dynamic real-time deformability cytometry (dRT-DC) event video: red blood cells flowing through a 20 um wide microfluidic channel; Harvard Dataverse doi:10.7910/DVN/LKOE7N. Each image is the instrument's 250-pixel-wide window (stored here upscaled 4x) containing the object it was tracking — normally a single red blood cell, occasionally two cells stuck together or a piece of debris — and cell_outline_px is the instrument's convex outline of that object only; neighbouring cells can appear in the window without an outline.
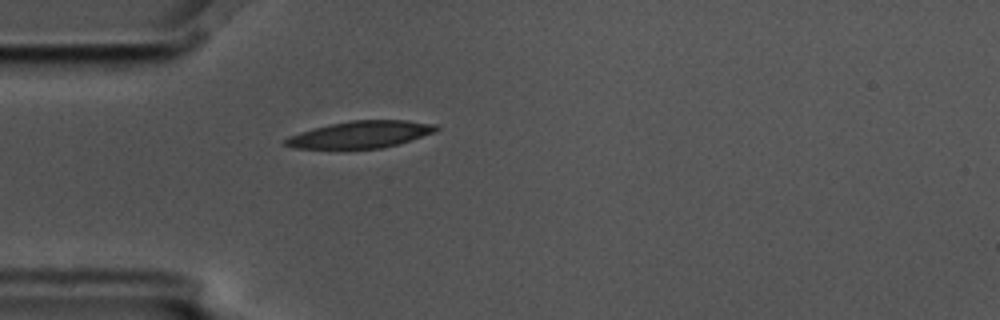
{"species": "common noctule bat (a hibernating species)", "species_latin": "Nyctalus noctula", "temperature_condition": "cold", "stored_images_in_passage": 1, "camera_frame_rate_fps": 3000, "um_per_image_px": 0.085, "animal": {"sex": "male", "body_mass_g": 17.5, "forearm_length_mm": 52.3}, "frame": {"image": 1, "passage_image": 1, "time_ms": 0.0, "image_size_px": [1000, 320], "cell_outline_px": [[440, 128], [436, 132], [396, 144], [380, 148], [296, 148], [284, 144], [284, 140], [288, 136], [300, 132], [332, 124], [352, 120], [408, 120], [436, 124]], "centroid_in_image_um": [30.69, 11.42], "position_along_channel_um": 54.3, "area_um2": 23.29}}